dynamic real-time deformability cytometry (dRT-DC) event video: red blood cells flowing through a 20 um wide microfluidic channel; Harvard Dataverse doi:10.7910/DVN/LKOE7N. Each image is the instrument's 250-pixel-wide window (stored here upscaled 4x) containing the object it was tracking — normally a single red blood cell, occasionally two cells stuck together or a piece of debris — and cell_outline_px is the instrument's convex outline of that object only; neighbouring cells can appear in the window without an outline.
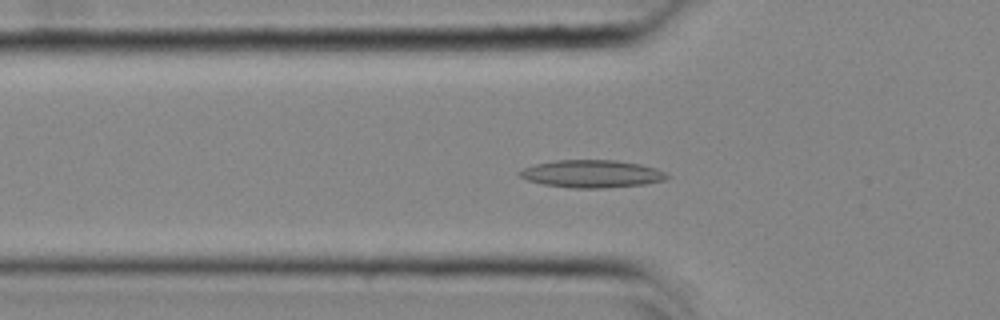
{"species": "common noctule bat (a hibernating species)", "species_latin": "Nyctalus noctula", "temperature_condition": "cold", "stored_images_in_passage": 56, "camera_frame_rate_fps": 3000, "um_per_image_px": 0.085, "animal": {"sex": "female", "body_mass_g": 25.1}, "frame": {"image": 1, "passage_image": 19, "time_ms": 6.0, "image_size_px": [1000, 320], "cell_outline_px": [[668, 176], [664, 180], [644, 184], [604, 188], [572, 188], [544, 184], [528, 180], [520, 176], [516, 172], [524, 168], [536, 164], [556, 160], [616, 160], [640, 164], [656, 168], [664, 172]], "centroid_in_image_um": [50.29, 14.77], "position_along_channel_um": 75.5, "area_um2": 23.52}}
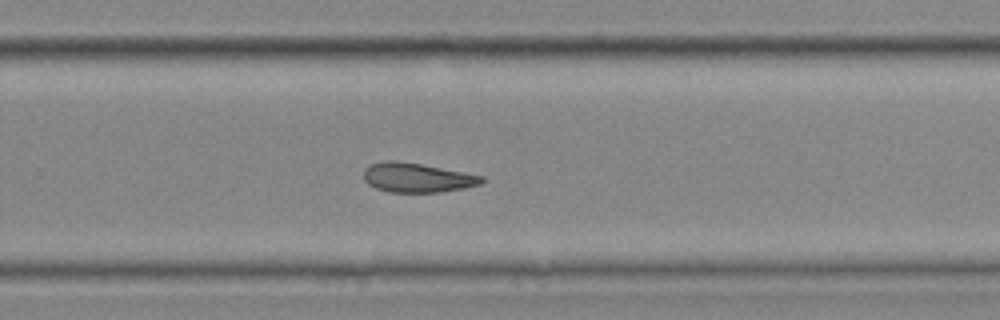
{"frame": {"image": 2, "passage_image": 37, "time_ms": 12.0, "image_size_px": [1000, 320], "cell_outline_px": [[484, 180], [480, 184], [464, 188], [440, 192], [388, 192], [376, 188], [368, 184], [364, 180], [364, 168], [368, 164], [384, 160], [396, 160], [420, 164], [484, 176]], "centroid_in_image_um": [35.4, 15.09], "position_along_channel_um": 294.4, "area_um2": 20.23}}
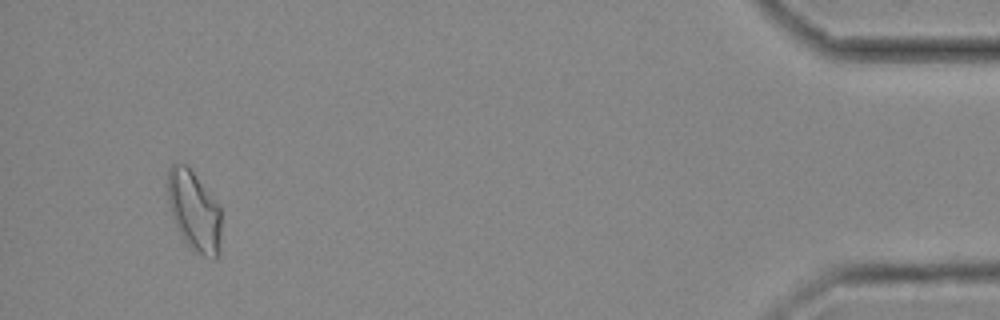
{"frame": {"image": 3, "passage_image": 53, "time_ms": 17.333, "image_size_px": [1000, 320], "cell_outline_px": [[220, 252], [216, 260], [212, 260], [204, 256], [192, 248], [184, 240], [172, 216], [168, 200], [168, 168], [172, 164], [184, 160], [220, 208]], "centroid_in_image_um": [16.5, 17.92], "position_along_channel_um": 418.7, "area_um2": 24.85}, "authors_computed_cell_mechanics": {"area_um2": 22.1663, "velocity_mm_per_s": 3.6507, "shape_relaxation_time_tau1_ms": null, "shape_relaxation_time_tau2_ms": 5.5172, "deformation_change_tau1": null, "deformation_change_tau2": 0.1397}}